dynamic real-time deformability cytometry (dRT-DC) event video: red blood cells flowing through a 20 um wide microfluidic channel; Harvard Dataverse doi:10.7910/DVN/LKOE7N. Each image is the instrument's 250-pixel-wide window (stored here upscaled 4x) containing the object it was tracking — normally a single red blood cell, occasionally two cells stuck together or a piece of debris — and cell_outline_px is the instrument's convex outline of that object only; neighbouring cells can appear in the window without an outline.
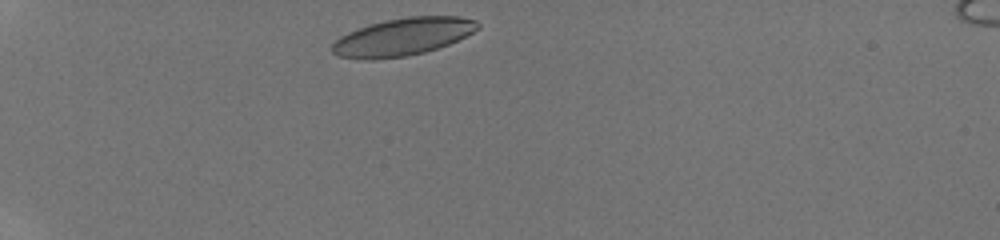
{"species": "human", "species_latin": "Homo sapiens", "temperature_condition": "room temperature", "stored_images_in_passage": 29, "camera_frame_rate_fps": 3000, "um_per_image_px": 0.085, "donor": {"sex": "male"}, "frame": {"image": 1, "passage_image": 1, "time_ms": 0.0, "image_size_px": [1000, 240], "cell_outline_px": [[480, 28], [448, 44], [424, 52], [408, 56], [372, 60], [368, 60], [340, 56], [332, 52], [328, 48], [340, 36], [348, 32], [384, 20], [408, 16], [460, 16], [476, 20], [480, 24]], "centroid_in_image_um": [34.22, 3.13], "position_along_channel_um": 50.8, "area_um2": 31.79}}
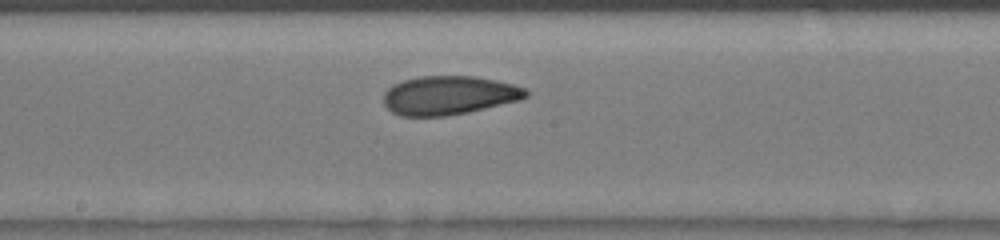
{"frame": {"image": 2, "passage_image": 14, "time_ms": 4.333, "image_size_px": [1000, 240], "cell_outline_px": [[528, 96], [520, 100], [484, 108], [444, 116], [400, 116], [392, 112], [384, 104], [384, 92], [392, 84], [404, 80], [420, 76], [476, 76], [496, 80], [512, 84], [524, 88], [528, 92]], "centroid_in_image_um": [38.13, 8.09], "position_along_channel_um": 210.1, "area_um2": 32.02}}
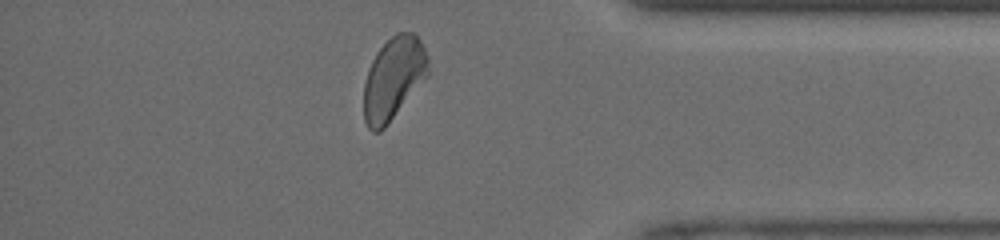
{"frame": {"image": 3, "passage_image": 27, "time_ms": 8.667, "image_size_px": [1000, 240], "cell_outline_px": [[428, 76], [384, 128], [380, 132], [372, 132], [368, 128], [364, 120], [364, 84], [368, 68], [376, 52], [396, 32], [412, 32], [420, 40], [428, 56]], "centroid_in_image_um": [33.44, 6.67], "position_along_channel_um": 401.8, "area_um2": 30.87}}